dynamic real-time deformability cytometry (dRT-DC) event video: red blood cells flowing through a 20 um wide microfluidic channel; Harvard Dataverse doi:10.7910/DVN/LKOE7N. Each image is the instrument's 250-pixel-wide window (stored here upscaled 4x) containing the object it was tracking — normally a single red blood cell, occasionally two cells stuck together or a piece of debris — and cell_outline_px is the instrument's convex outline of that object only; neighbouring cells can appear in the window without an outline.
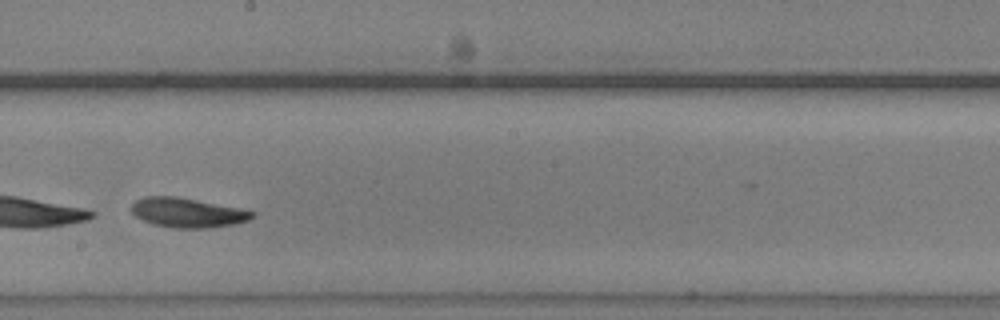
{"species": "common noctule bat (a hibernating species)", "species_latin": "Nyctalus noctula", "temperature_condition": "warm", "stored_images_in_passage": 32, "camera_frame_rate_fps": 3000, "um_per_image_px": 0.085, "animal": {"sex": "male", "body_mass_g": 20.5, "forearm_length_mm": 52.5}, "frame": {"image": 1, "passage_image": 24, "time_ms": 7.667, "image_size_px": [1000, 320], "cell_outline_px": [[256, 212], [248, 220], [232, 224], [212, 228], [172, 228], [152, 224], [128, 212], [128, 208], [136, 200], [144, 196], [172, 196], [196, 200], [240, 208]], "centroid_in_image_um": [15.86, 18.08], "position_along_channel_um": 232.3, "area_um2": 20.81}}